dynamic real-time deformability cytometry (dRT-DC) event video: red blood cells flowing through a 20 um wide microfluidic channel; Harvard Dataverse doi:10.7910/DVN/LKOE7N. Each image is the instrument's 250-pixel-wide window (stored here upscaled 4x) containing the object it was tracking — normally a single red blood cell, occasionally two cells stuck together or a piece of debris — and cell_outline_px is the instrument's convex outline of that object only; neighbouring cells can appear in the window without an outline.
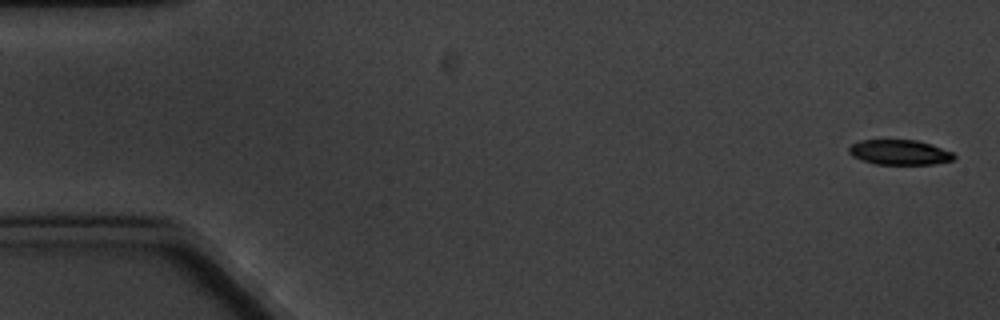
{"species": "common noctule bat (a hibernating species)", "species_latin": "Nyctalus noctula", "temperature_condition": "cold", "stored_images_in_passage": 5, "camera_frame_rate_fps": 3000, "um_per_image_px": 0.085, "animal": {"sex": "male", "body_mass_g": 20.1, "forearm_length_mm": 53.5}, "frame": {"image": 1, "passage_image": 1, "time_ms": 0.0, "image_size_px": [1000, 320], "cell_outline_px": [[956, 156], [952, 160], [932, 164], [876, 164], [860, 160], [852, 156], [848, 152], [848, 148], [852, 144], [860, 140], [916, 140], [932, 144], [952, 152]], "centroid_in_image_um": [76.43, 12.94], "position_along_channel_um": 8.6, "area_um2": 15.32}}
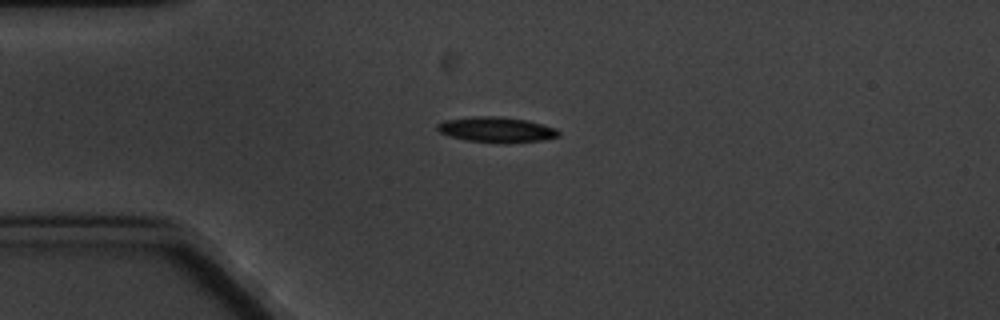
{"frame": {"image": 2, "passage_image": 4, "time_ms": 4.333, "image_size_px": [1000, 320], "cell_outline_px": [[560, 136], [540, 140], [504, 144], [464, 140], [448, 136], [440, 132], [436, 128], [436, 124], [444, 120], [472, 116], [496, 116], [528, 120], [556, 128], [560, 132]], "centroid_in_image_um": [42.17, 11.02], "position_along_channel_um": 42.8, "area_um2": 18.21}}